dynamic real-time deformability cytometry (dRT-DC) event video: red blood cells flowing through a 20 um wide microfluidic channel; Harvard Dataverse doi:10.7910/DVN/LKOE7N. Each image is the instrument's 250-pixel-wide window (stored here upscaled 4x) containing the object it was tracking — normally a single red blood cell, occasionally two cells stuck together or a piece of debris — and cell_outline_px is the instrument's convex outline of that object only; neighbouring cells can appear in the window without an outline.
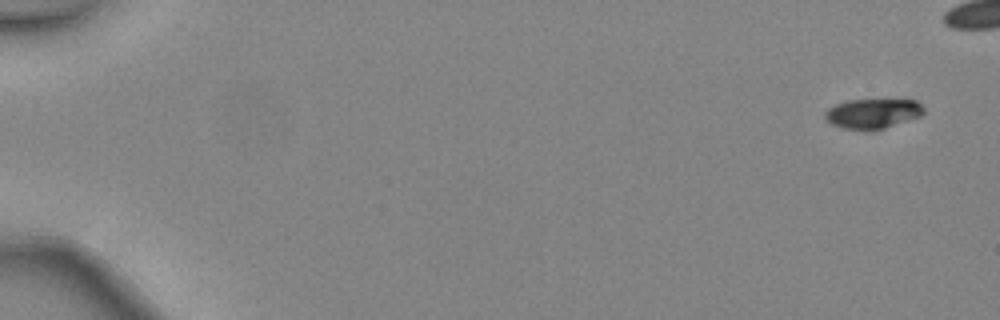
{"species": "common noctule bat (a hibernating species)", "species_latin": "Nyctalus noctula", "temperature_condition": "warm", "stored_images_in_passage": 5, "camera_frame_rate_fps": 3000, "um_per_image_px": 0.085, "animal": {"sex": "female", "body_mass_g": 24.6, "forearm_length_mm": 56.2}, "frame": {"image": 1, "passage_image": 1, "time_ms": 0.0, "image_size_px": [1000, 320], "cell_outline_px": [[924, 112], [920, 116], [872, 132], [868, 132], [844, 128], [832, 124], [824, 116], [824, 112], [828, 108], [836, 104], [848, 100], [904, 96], [916, 100], [924, 108]], "centroid_in_image_um": [74.24, 9.6], "position_along_channel_um": 10.8, "area_um2": 18.21}}